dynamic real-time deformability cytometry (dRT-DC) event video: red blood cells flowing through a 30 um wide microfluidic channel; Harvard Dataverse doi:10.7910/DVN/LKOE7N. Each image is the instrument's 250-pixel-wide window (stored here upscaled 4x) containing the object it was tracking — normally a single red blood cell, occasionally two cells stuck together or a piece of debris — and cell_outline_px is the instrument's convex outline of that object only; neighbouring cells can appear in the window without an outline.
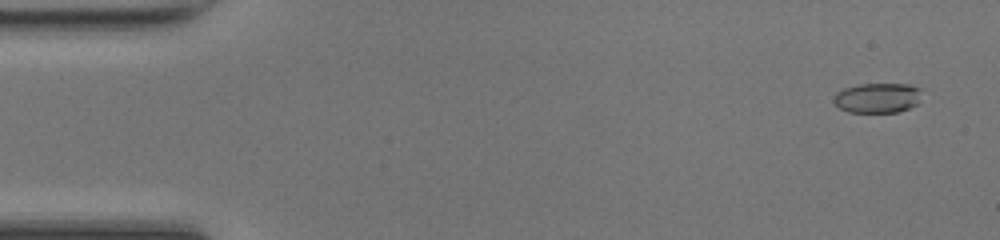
{"species": "common noctule bat (a hibernating species)", "species_latin": "Nyctalus noctula", "temperature_condition": "room temperature", "stored_images_in_passage": 49, "camera_frame_rate_fps": 3000, "um_per_image_px": 0.085, "animal": {"sex": "female", "body_mass_g": 17.0, "forearm_length_mm": 48.0}, "frame": {"image": 1, "passage_image": 3, "time_ms": 0.667, "image_size_px": [1000, 240], "cell_outline_px": [[920, 88], [916, 104], [908, 108], [896, 112], [848, 112], [840, 108], [832, 100], [832, 96], [836, 92], [844, 88], [860, 84], [912, 84]], "centroid_in_image_um": [74.53, 8.31], "position_along_channel_um": 10.5, "area_um2": 15.26}}
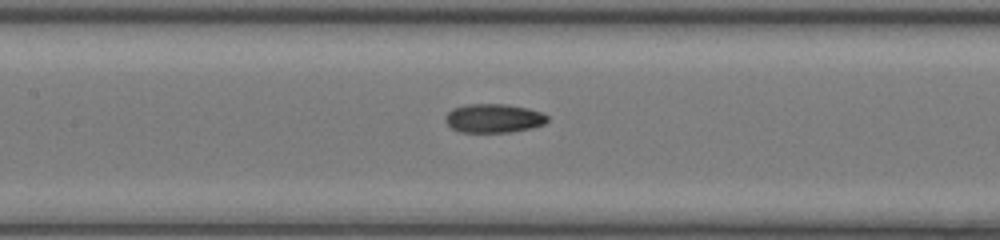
{"frame": {"image": 2, "passage_image": 23, "time_ms": 7.333, "image_size_px": [1000, 240], "cell_outline_px": [[548, 120], [544, 124], [532, 128], [512, 132], [460, 132], [452, 128], [444, 120], [444, 116], [452, 108], [468, 104], [504, 104], [528, 108], [540, 112], [548, 116]], "centroid_in_image_um": [41.95, 10.05], "position_along_channel_um": 165.5, "area_um2": 17.22}}
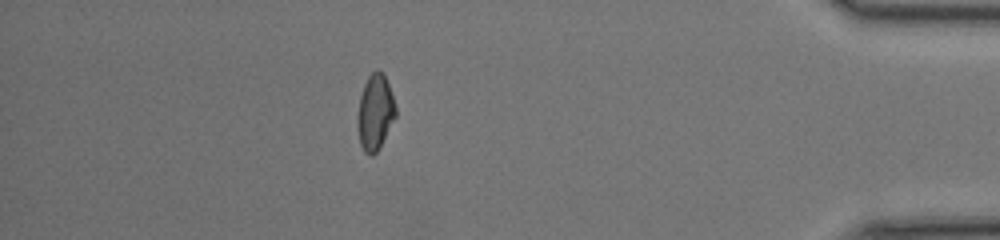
{"frame": {"image": 3, "passage_image": 43, "time_ms": 14.0, "image_size_px": [1000, 240], "cell_outline_px": [[396, 116], [376, 152], [372, 156], [364, 152], [360, 144], [356, 124], [356, 116], [360, 96], [364, 84], [368, 76], [376, 68], [384, 76], [388, 84], [396, 108]], "centroid_in_image_um": [31.85, 9.55], "position_along_channel_um": 403.4, "area_um2": 16.7}, "authors_computed_cell_mechanics": {"area_um2": 16.5886, "velocity_mm_per_s": 4.3228, "shape_relaxation_time_tau1_ms": null, "shape_relaxation_time_tau2_ms": 1.6142, "deformation_change_tau1": null, "deformation_change_tau2": 0.0663}}